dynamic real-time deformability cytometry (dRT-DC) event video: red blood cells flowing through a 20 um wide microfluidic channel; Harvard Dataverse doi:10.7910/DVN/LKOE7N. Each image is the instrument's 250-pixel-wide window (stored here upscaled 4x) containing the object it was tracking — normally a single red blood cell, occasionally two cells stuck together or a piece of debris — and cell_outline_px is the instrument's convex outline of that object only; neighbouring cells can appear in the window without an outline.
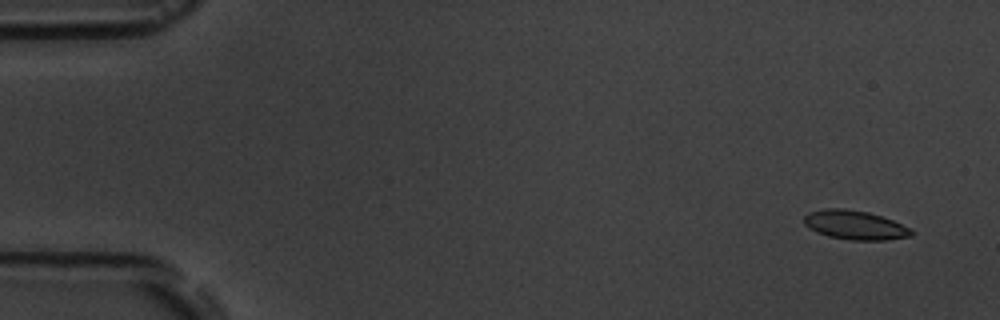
{"species": "common noctule bat (a hibernating species)", "species_latin": "Nyctalus noctula", "temperature_condition": "room temperature", "stored_images_in_passage": 5, "camera_frame_rate_fps": 3000, "um_per_image_px": 0.085, "animal": {"sex": "male", "body_mass_g": 19.5, "forearm_length_mm": 54.6}, "frame": {"image": 1, "passage_image": 1, "time_ms": 0.0, "image_size_px": [1000, 320], "cell_outline_px": [[912, 236], [888, 240], [852, 240], [828, 236], [816, 232], [808, 228], [804, 224], [804, 216], [808, 212], [824, 208], [844, 208], [868, 212], [892, 220], [912, 228]], "centroid_in_image_um": [72.65, 19.12], "position_along_channel_um": 12.3, "area_um2": 18.32}}
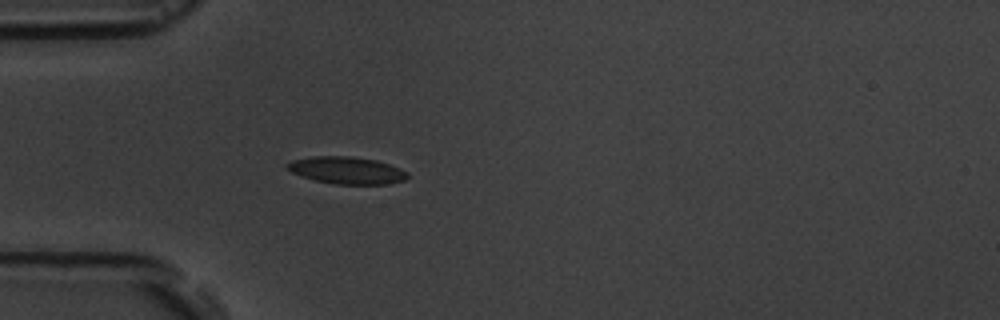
{"frame": {"image": 2, "passage_image": 5, "time_ms": 4.333, "image_size_px": [1000, 320], "cell_outline_px": [[408, 176], [404, 180], [388, 184], [336, 184], [316, 180], [292, 172], [284, 164], [292, 160], [312, 156], [348, 156], [376, 160], [400, 168], [408, 172]], "centroid_in_image_um": [29.48, 14.47], "position_along_channel_um": 55.5, "area_um2": 18.84}}